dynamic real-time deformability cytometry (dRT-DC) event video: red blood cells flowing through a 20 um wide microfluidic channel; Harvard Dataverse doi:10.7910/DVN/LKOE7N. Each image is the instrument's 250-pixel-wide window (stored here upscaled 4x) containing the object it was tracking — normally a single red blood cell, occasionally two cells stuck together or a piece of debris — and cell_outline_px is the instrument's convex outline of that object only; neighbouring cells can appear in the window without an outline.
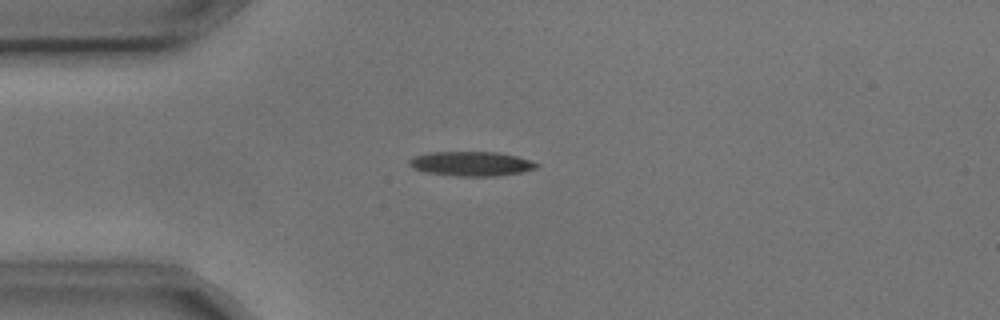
{"species": "common noctule bat (a hibernating species)", "species_latin": "Nyctalus noctula", "temperature_condition": "cold", "stored_images_in_passage": 6, "camera_frame_rate_fps": 3000, "um_per_image_px": 0.085, "animal": {"sex": "male", "body_mass_g": 17.9, "forearm_length_mm": 54.2}, "frame": {"image": 1, "passage_image": 4, "time_ms": 1.0, "image_size_px": [1000, 320], "cell_outline_px": [[540, 164], [536, 168], [520, 172], [496, 176], [456, 176], [428, 172], [412, 168], [408, 164], [408, 160], [416, 156], [428, 152], [500, 152], [516, 156]], "centroid_in_image_um": [40.04, 13.91], "position_along_channel_um": 45.0, "area_um2": 18.03}}